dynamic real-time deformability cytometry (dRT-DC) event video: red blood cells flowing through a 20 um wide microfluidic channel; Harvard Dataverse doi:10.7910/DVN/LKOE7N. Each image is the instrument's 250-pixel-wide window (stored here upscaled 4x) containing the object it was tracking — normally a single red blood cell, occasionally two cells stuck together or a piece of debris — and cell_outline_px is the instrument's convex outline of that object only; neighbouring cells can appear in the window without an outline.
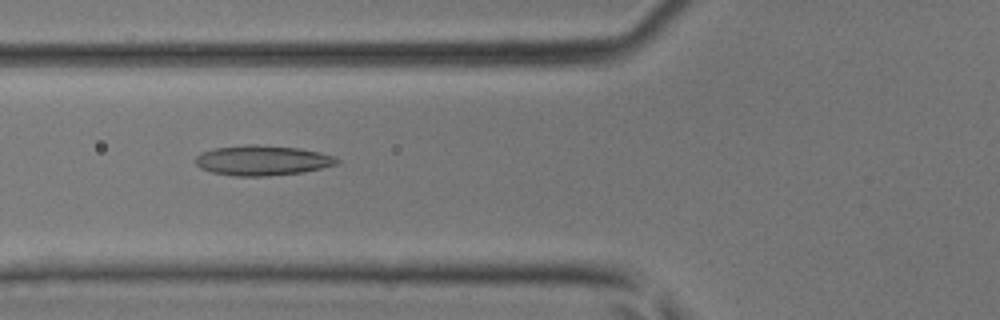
{"species": "common noctule bat (a hibernating species)", "species_latin": "Nyctalus noctula", "temperature_condition": "room temperature", "stored_images_in_passage": 44, "camera_frame_rate_fps": 3000, "um_per_image_px": 0.085, "animal": {"sex": "male", "body_mass_g": 17.9, "forearm_length_mm": 54.2}, "frame": {"image": 1, "passage_image": 17, "time_ms": 5.333, "image_size_px": [1000, 320], "cell_outline_px": [[340, 160], [336, 164], [304, 172], [264, 176], [232, 176], [212, 172], [200, 168], [196, 164], [196, 156], [200, 152], [216, 148], [244, 144], [256, 144], [300, 148], [320, 152], [332, 156]], "centroid_in_image_um": [22.27, 13.63], "position_along_channel_um": 103.5, "area_um2": 24.8}}
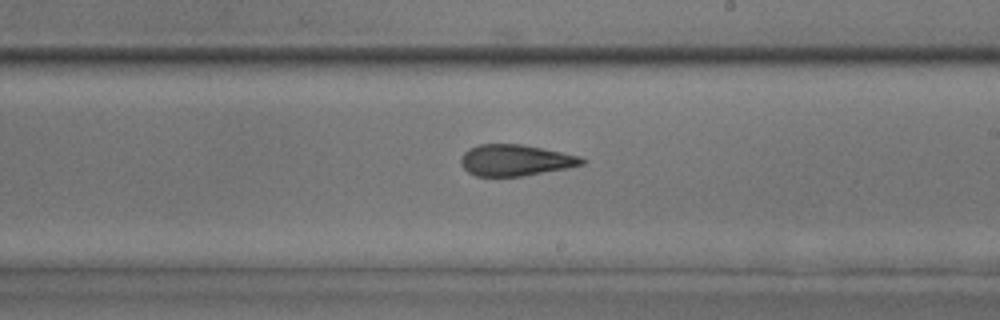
{"frame": {"image": 2, "passage_image": 26, "time_ms": 8.333, "image_size_px": [1000, 320], "cell_outline_px": [[588, 160], [584, 164], [568, 168], [520, 176], [476, 176], [468, 172], [460, 164], [460, 156], [468, 148], [480, 144], [520, 144], [580, 156]], "centroid_in_image_um": [43.78, 13.62], "position_along_channel_um": 245.2, "area_um2": 22.02}}
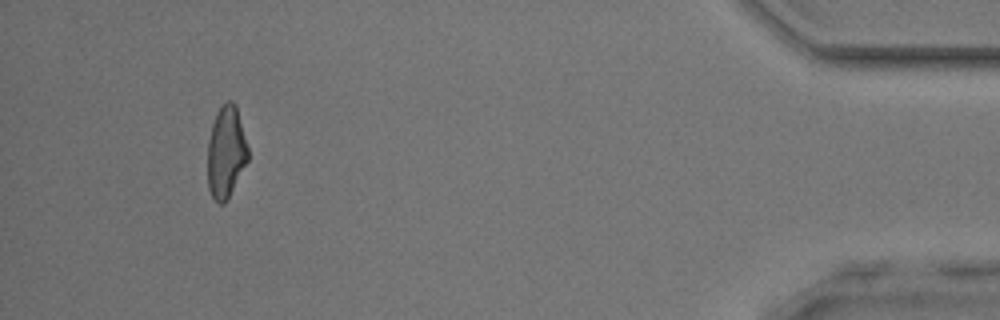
{"frame": {"image": 3, "passage_image": 41, "time_ms": 13.333, "image_size_px": [1000, 320], "cell_outline_px": [[248, 160], [224, 204], [220, 204], [212, 196], [208, 188], [208, 140], [212, 124], [216, 112], [228, 100], [232, 100], [236, 104], [248, 148]], "centroid_in_image_um": [19.21, 12.9], "position_along_channel_um": 416.0, "area_um2": 21.39}}